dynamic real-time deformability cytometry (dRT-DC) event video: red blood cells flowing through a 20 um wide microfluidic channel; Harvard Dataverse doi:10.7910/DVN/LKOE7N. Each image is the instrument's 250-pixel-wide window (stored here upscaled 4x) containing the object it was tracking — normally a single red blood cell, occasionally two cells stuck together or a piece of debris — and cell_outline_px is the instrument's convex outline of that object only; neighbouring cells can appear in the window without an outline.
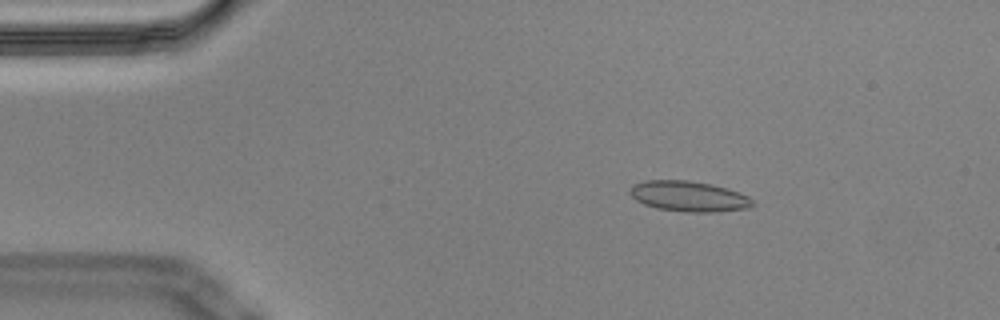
{"species": "Egyptian fruit bat (a non-hibernating species)", "species_latin": "Rousettus aegyptiacus", "temperature_condition": "cold", "stored_images_in_passage": 10, "camera_frame_rate_fps": 3000, "um_per_image_px": 0.085, "animal": {"sex": "male"}, "frame": {"image": 1, "passage_image": 9, "time_ms": 2.667, "image_size_px": [1000, 320], "cell_outline_px": [[756, 204], [748, 208], [716, 212], [684, 212], [656, 208], [644, 204], [636, 200], [628, 192], [636, 184], [644, 180], [688, 180], [712, 184], [740, 192], [748, 196]], "centroid_in_image_um": [58.57, 16.69], "position_along_channel_um": 26.4, "area_um2": 21.85}}